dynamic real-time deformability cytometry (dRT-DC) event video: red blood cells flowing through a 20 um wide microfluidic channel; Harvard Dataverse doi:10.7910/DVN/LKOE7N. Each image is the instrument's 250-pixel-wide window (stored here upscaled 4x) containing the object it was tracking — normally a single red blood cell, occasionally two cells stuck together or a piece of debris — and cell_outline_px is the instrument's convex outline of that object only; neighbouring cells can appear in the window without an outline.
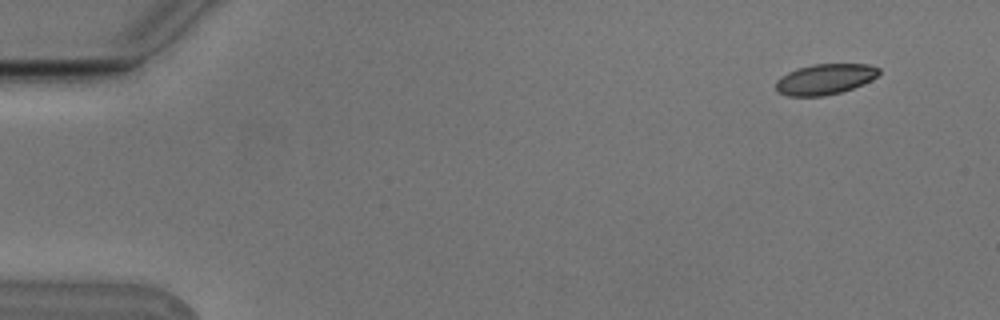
{"species": "Egyptian fruit bat (a non-hibernating species)", "species_latin": "Rousettus aegyptiacus", "temperature_condition": "cold", "stored_images_in_passage": 2, "camera_frame_rate_fps": 3000, "um_per_image_px": 0.085, "animal": {"sex": "male"}, "frame": {"image": 1, "passage_image": 2, "time_ms": 0.333, "image_size_px": [1000, 320], "cell_outline_px": [[880, 72], [872, 80], [852, 88], [840, 92], [824, 96], [788, 96], [776, 92], [776, 80], [780, 76], [796, 68], [812, 64], [868, 64], [880, 68]], "centroid_in_image_um": [70.09, 6.73], "position_along_channel_um": 14.9, "area_um2": 18.5}}